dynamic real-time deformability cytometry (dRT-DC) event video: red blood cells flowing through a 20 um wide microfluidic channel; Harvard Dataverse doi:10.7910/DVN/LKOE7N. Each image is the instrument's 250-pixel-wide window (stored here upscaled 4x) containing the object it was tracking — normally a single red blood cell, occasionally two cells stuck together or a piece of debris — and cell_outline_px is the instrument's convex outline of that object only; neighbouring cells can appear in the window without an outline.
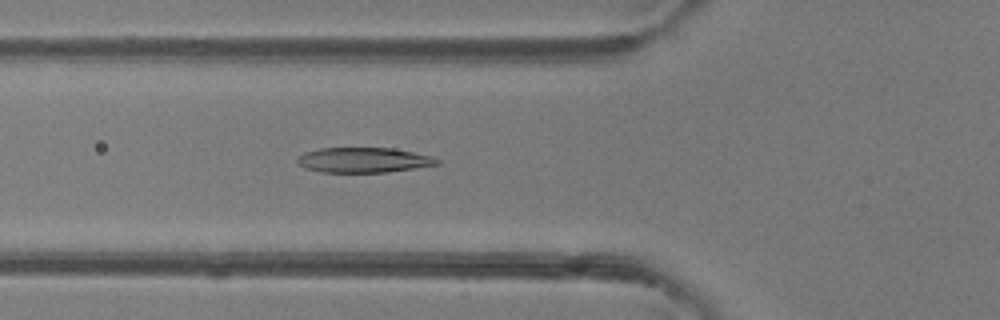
{"species": "common noctule bat (a hibernating species)", "species_latin": "Nyctalus noctula", "temperature_condition": "room temperature", "stored_images_in_passage": 46, "camera_frame_rate_fps": 3000, "um_per_image_px": 0.085, "animal": {"sex": "female"}, "frame": {"image": 1, "passage_image": 16, "time_ms": 5.0, "image_size_px": [1000, 320], "cell_outline_px": [[440, 164], [388, 172], [320, 172], [304, 168], [296, 160], [304, 152], [320, 148], [392, 148], [432, 156], [440, 160]], "centroid_in_image_um": [30.91, 13.6], "position_along_channel_um": 94.9, "area_um2": 20.35}}
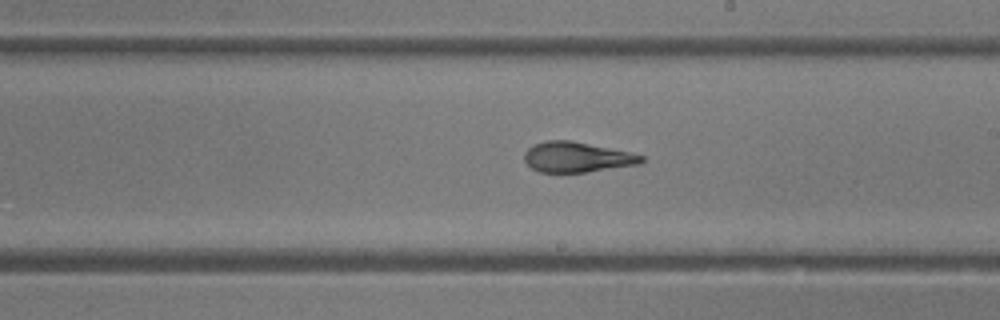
{"frame": {"image": 2, "passage_image": 26, "time_ms": 8.333, "image_size_px": [1000, 320], "cell_outline_px": [[644, 160], [640, 164], [588, 172], [540, 172], [532, 168], [524, 160], [524, 152], [532, 144], [548, 140], [572, 140], [628, 152], [644, 156]], "centroid_in_image_um": [49.01, 13.35], "position_along_channel_um": 240.0, "area_um2": 20.63}}
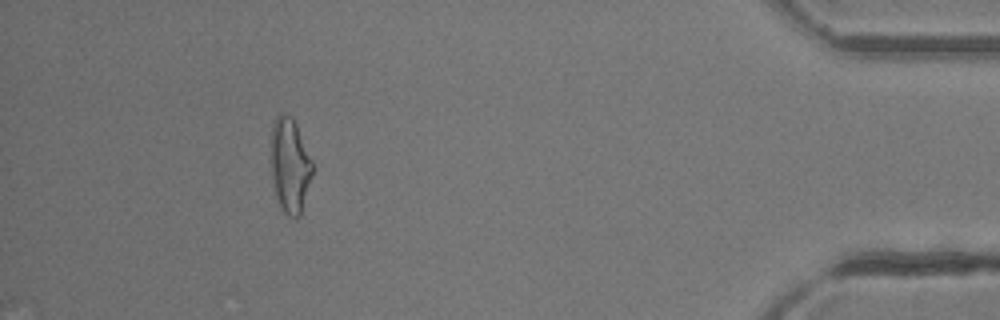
{"frame": {"image": 3, "passage_image": 42, "time_ms": 13.667, "image_size_px": [1000, 320], "cell_outline_px": [[316, 168], [300, 216], [296, 220], [288, 216], [280, 208], [276, 196], [268, 160], [272, 124], [276, 116], [280, 112], [284, 112], [292, 116], [296, 124]], "centroid_in_image_um": [24.63, 14.05], "position_along_channel_um": 410.6, "area_um2": 24.22}, "authors_computed_cell_mechanics": {"area_um2": 21.6172, "velocity_mm_per_s": 4.3364, "shape_relaxation_time_tau1_ms": 5.0794, "shape_relaxation_time_tau2_ms": 1.4817, "deformation_change_tau1": 0.2107, "deformation_change_tau2": 0.1127}}